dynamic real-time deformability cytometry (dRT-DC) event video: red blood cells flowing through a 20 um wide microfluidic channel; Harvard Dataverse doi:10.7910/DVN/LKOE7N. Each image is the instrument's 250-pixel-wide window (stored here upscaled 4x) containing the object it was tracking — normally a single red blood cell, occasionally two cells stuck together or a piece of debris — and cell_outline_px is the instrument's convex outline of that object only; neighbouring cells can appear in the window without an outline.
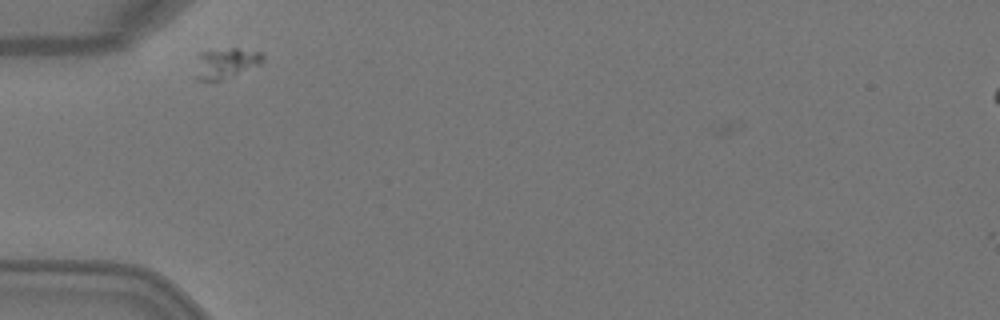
{"species": "Egyptian fruit bat (a non-hibernating species)", "species_latin": "Rousettus aegyptiacus", "temperature_condition": "warm", "stored_images_in_passage": 2, "camera_frame_rate_fps": 3000, "um_per_image_px": 0.085, "animal": {"sex": "female"}, "frame": {"image": 1, "passage_image": 1, "time_ms": 0.0, "image_size_px": [1000, 320], "cell_outline_px": [[264, 60], [260, 64], [220, 80], [196, 80], [196, 76], [200, 52], [232, 48], [236, 48], [260, 52], [264, 56]], "centroid_in_image_um": [19.22, 5.36], "position_along_channel_um": 65.8, "area_um2": 11.44}}